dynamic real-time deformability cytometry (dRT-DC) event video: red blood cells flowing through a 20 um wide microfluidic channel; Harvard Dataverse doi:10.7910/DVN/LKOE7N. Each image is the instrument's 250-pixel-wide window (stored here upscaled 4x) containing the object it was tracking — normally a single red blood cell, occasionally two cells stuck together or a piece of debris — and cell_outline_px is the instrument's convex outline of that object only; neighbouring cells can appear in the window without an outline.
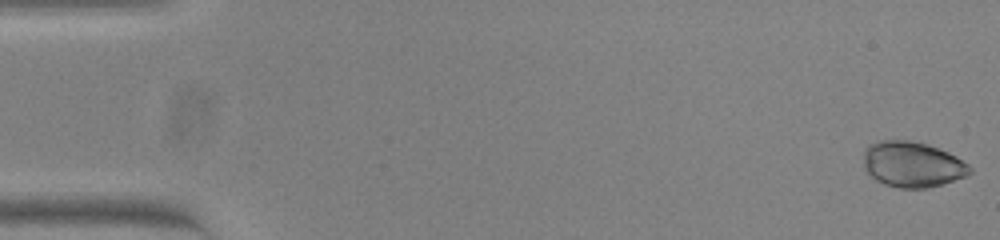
{"species": "common noctule bat (a hibernating species)", "species_latin": "Nyctalus noctula", "temperature_condition": "warm", "stored_images_in_passage": 54, "camera_frame_rate_fps": 3000, "um_per_image_px": 0.085, "animal": {"sex": "female", "body_mass_g": 23.0, "forearm_length_mm": 53.4}, "frame": {"image": 1, "passage_image": 1, "time_ms": 0.0, "image_size_px": [1000, 240], "cell_outline_px": [[972, 172], [968, 176], [928, 188], [900, 188], [884, 184], [876, 180], [864, 168], [864, 148], [868, 144], [876, 140], [908, 140], [928, 144], [948, 152], [956, 156], [968, 164], [972, 168]], "centroid_in_image_um": [77.55, 13.96], "position_along_channel_um": 7.4, "area_um2": 28.5}}
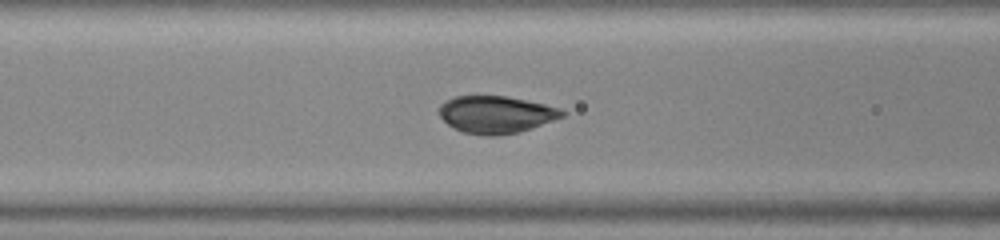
{"frame": {"image": 2, "passage_image": 22, "time_ms": 7.0, "image_size_px": [1000, 240], "cell_outline_px": [[568, 112], [564, 116], [532, 128], [520, 132], [496, 136], [488, 136], [464, 132], [448, 124], [436, 112], [440, 104], [444, 100], [456, 96], [508, 96], [544, 104], [560, 108]], "centroid_in_image_um": [42.16, 9.73], "position_along_channel_um": 124.4, "area_um2": 26.88}}
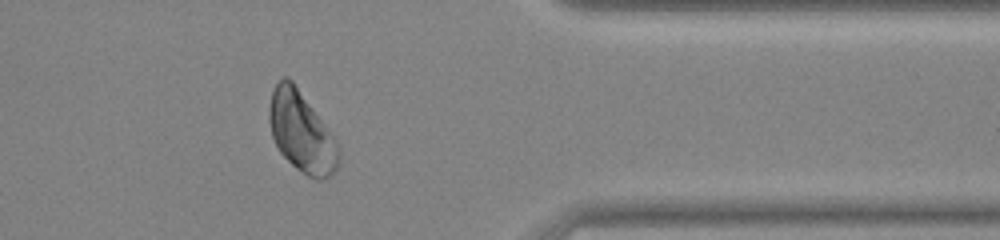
{"frame": {"image": 3, "passage_image": 44, "time_ms": 14.333, "image_size_px": [1000, 240], "cell_outline_px": [[340, 156], [336, 168], [324, 180], [316, 180], [308, 176], [296, 168], [280, 152], [272, 136], [268, 120], [268, 108], [272, 92], [276, 84], [284, 76], [288, 76], [292, 80], [340, 144]], "centroid_in_image_um": [25.63, 11.23], "position_along_channel_um": 385.8, "area_um2": 32.54}, "authors_computed_cell_mechanics": {"area_um2": 27.6284, "velocity_mm_per_s": 3.799, "shape_relaxation_time_tau1_ms": 1.9453, "shape_relaxation_time_tau2_ms": null, "deformation_change_tau1": 0.0938, "deformation_change_tau2": null}}